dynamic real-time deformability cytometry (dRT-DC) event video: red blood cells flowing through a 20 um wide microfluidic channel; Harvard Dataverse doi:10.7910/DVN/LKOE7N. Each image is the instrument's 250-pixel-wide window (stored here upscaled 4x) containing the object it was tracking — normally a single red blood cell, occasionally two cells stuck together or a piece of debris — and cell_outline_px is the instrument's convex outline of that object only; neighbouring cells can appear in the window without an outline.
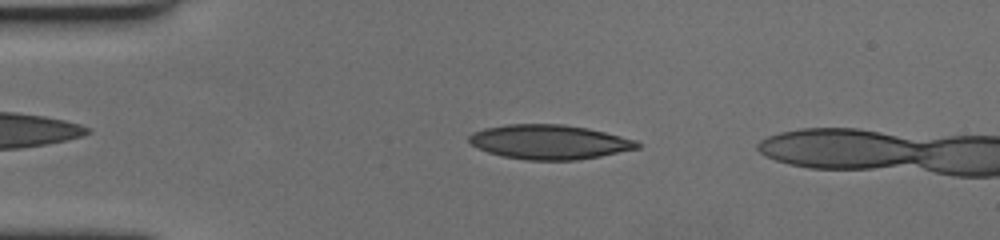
{"species": "human", "species_latin": "Homo sapiens", "temperature_condition": "cold", "stored_images_in_passage": 50, "camera_frame_rate_fps": 3000, "um_per_image_px": 0.085, "donor": {"sex": "female"}, "frame": {"image": 1, "passage_image": 9, "time_ms": 2.667, "image_size_px": [1000, 240], "cell_outline_px": [[640, 148], [600, 156], [576, 160], [524, 160], [504, 156], [488, 152], [472, 144], [468, 140], [468, 136], [472, 132], [484, 128], [508, 124], [564, 124], [588, 128], [636, 140], [640, 144]], "centroid_in_image_um": [46.69, 12.06], "position_along_channel_um": 38.3, "area_um2": 33.7}}
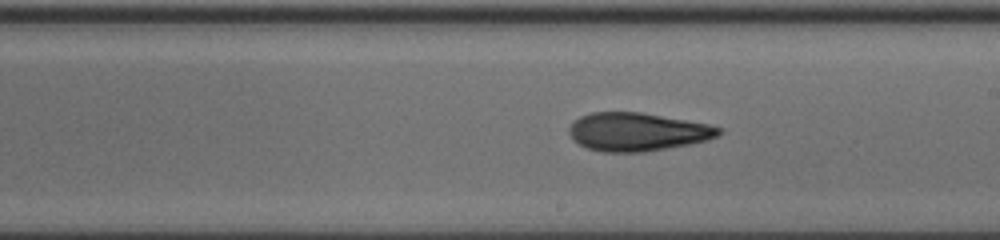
{"frame": {"image": 2, "passage_image": 29, "time_ms": 9.333, "image_size_px": [1000, 240], "cell_outline_px": [[724, 132], [720, 136], [708, 140], [688, 144], [644, 152], [604, 152], [588, 148], [572, 140], [568, 132], [568, 128], [572, 120], [580, 116], [592, 112], [640, 112], [708, 124], [724, 128]], "centroid_in_image_um": [54.17, 11.2], "position_along_channel_um": 234.8, "area_um2": 33.58}}
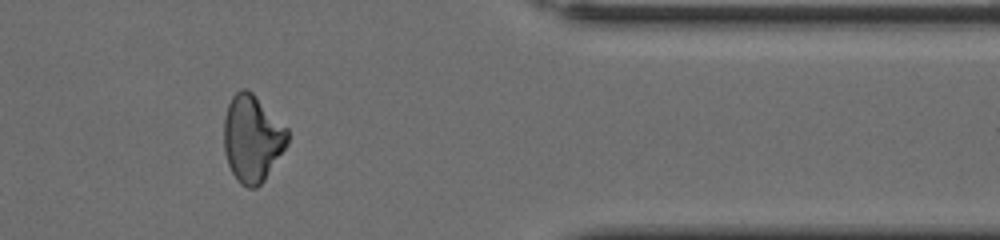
{"frame": {"image": 3, "passage_image": 44, "time_ms": 14.333, "image_size_px": [1000, 240], "cell_outline_px": [[288, 144], [264, 180], [256, 188], [248, 188], [240, 184], [236, 180], [228, 164], [224, 152], [224, 116], [228, 104], [232, 96], [240, 88], [248, 88], [288, 128]], "centroid_in_image_um": [21.43, 11.76], "position_along_channel_um": 390.0, "area_um2": 32.43}}